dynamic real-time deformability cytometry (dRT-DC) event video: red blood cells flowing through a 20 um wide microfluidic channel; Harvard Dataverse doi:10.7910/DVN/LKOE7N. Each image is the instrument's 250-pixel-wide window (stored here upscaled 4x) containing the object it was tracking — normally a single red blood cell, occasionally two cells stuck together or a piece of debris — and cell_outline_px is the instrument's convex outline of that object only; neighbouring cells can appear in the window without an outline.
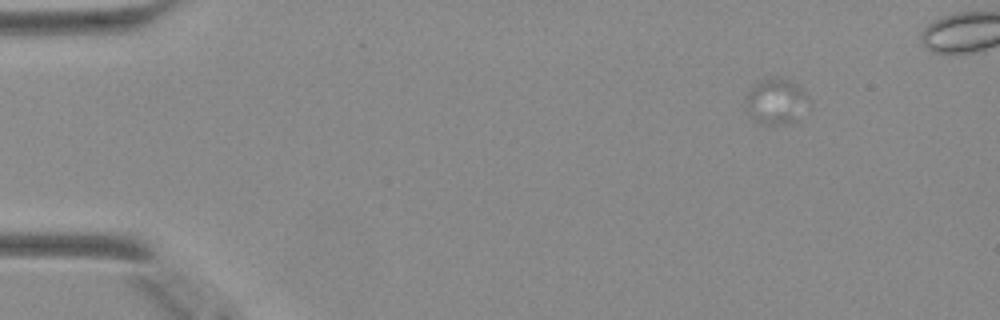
{"species": "Egyptian fruit bat (a non-hibernating species)", "species_latin": "Rousettus aegyptiacus", "temperature_condition": "warm", "stored_images_in_passage": 29, "camera_frame_rate_fps": 3000, "um_per_image_px": 0.085, "animal": {"sex": "female"}, "frame": {"image": 1, "passage_image": 8, "time_ms": 2.333, "image_size_px": [1000, 320], "cell_outline_px": [[804, 96], [792, 120], [776, 124], [756, 124], [748, 112], [744, 100], [748, 92], [760, 80], [776, 76], [788, 80], [796, 84], [800, 88]], "centroid_in_image_um": [65.75, 8.57], "position_along_channel_um": 19.2, "area_um2": 15.37}}